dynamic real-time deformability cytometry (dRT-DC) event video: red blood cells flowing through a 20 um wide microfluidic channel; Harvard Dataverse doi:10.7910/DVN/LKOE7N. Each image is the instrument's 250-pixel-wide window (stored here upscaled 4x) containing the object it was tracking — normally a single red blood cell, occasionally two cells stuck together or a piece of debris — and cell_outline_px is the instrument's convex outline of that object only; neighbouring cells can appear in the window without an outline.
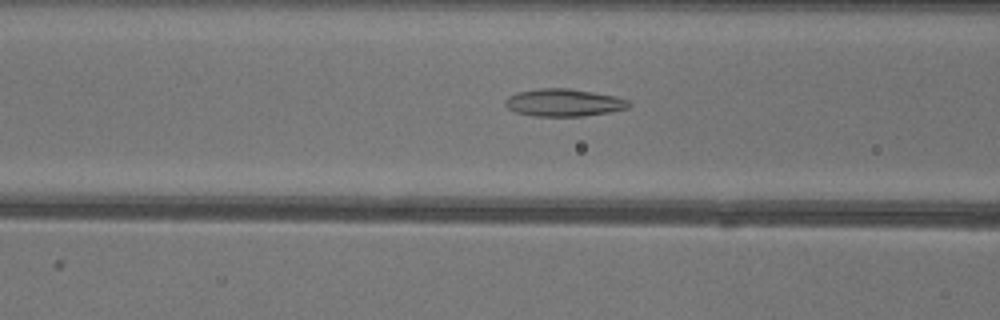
{"species": "common noctule bat (a hibernating species)", "species_latin": "Nyctalus noctula", "temperature_condition": "warm", "stored_images_in_passage": 50, "camera_frame_rate_fps": 3000, "um_per_image_px": 0.085, "animal": {"sex": "female"}, "frame": {"image": 1, "passage_image": 19, "time_ms": 6.0, "image_size_px": [1000, 320], "cell_outline_px": [[628, 108], [608, 112], [584, 116], [532, 116], [516, 112], [508, 108], [504, 104], [504, 100], [508, 96], [516, 92], [540, 88], [568, 88], [616, 96], [628, 100]], "centroid_in_image_um": [47.87, 8.72], "position_along_channel_um": 118.7, "area_um2": 19.77}}
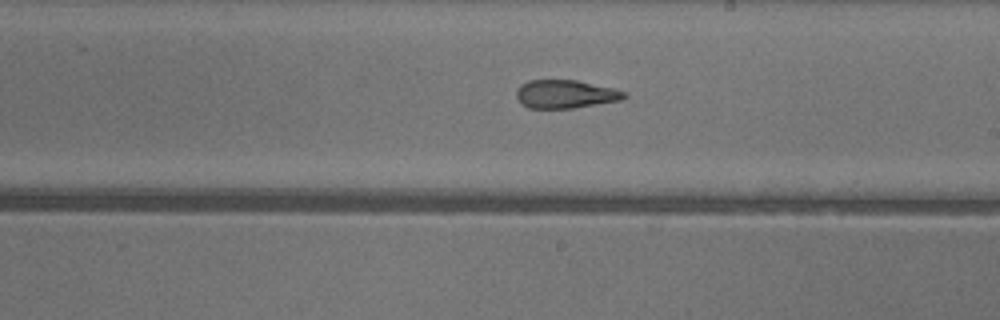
{"frame": {"image": 2, "passage_image": 28, "time_ms": 9.0, "image_size_px": [1000, 320], "cell_outline_px": [[628, 96], [620, 100], [572, 108], [528, 108], [520, 104], [516, 96], [516, 88], [520, 84], [528, 80], [576, 80], [612, 88], [624, 92]], "centroid_in_image_um": [47.99, 8.0], "position_along_channel_um": 241.0, "area_um2": 17.74}}
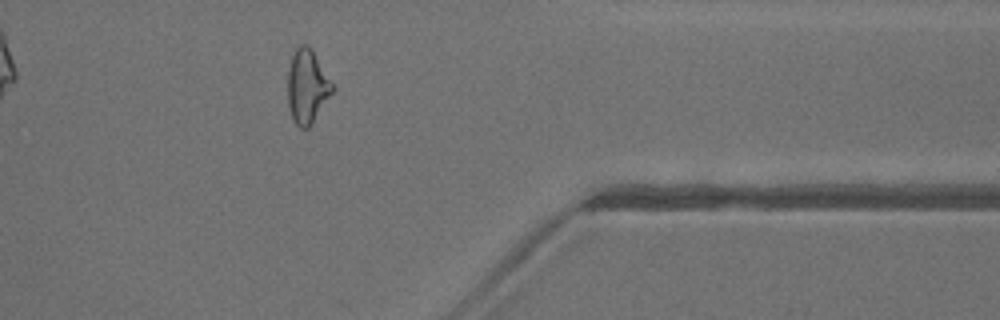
{"frame": {"image": 3, "passage_image": 40, "time_ms": 13.0, "image_size_px": [1000, 320], "cell_outline_px": [[336, 88], [312, 124], [308, 128], [300, 128], [292, 120], [288, 108], [288, 72], [292, 56], [296, 48], [300, 44], [308, 44]], "centroid_in_image_um": [26.11, 7.38], "position_along_channel_um": 385.3, "area_um2": 19.31}, "authors_computed_cell_mechanics": {"area_um2": 20.1433, "velocity_mm_per_s": 4.0737, "shape_relaxation_time_tau1_ms": null, "shape_relaxation_time_tau2_ms": 2.1833, "deformation_change_tau1": null, "deformation_change_tau2": 0.1088}}